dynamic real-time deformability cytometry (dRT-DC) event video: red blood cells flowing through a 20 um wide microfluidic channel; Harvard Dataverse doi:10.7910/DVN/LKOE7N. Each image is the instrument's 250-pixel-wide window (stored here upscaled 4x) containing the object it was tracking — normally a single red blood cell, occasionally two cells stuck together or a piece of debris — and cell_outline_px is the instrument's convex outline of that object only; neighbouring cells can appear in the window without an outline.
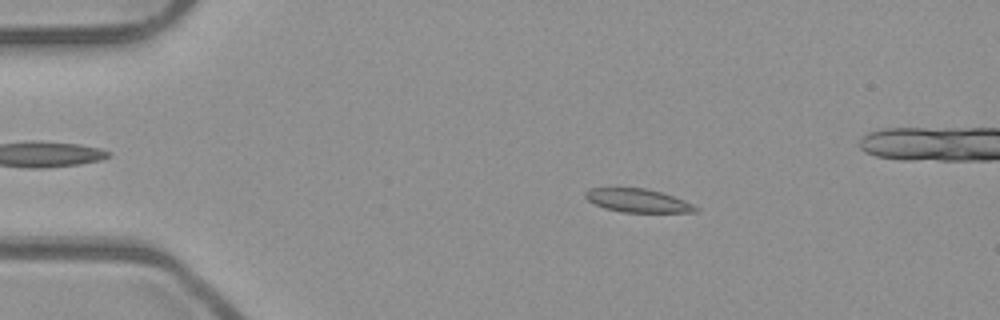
{"species": "common noctule bat (a hibernating species)", "species_latin": "Nyctalus noctula", "temperature_condition": "room temperature", "stored_images_in_passage": 53, "camera_frame_rate_fps": 3000, "um_per_image_px": 0.085, "animal": {"sex": "male", "body_mass_g": 23.1, "forearm_length_mm": 52.7}, "frame": {"image": 1, "passage_image": 10, "time_ms": 3.0, "image_size_px": [1000, 320], "cell_outline_px": [[700, 208], [696, 212], [620, 212], [604, 208], [588, 200], [584, 196], [584, 192], [588, 188], [648, 188], [672, 196], [692, 204]], "centroid_in_image_um": [54.18, 17.05], "position_along_channel_um": 30.8, "area_um2": 14.97}}
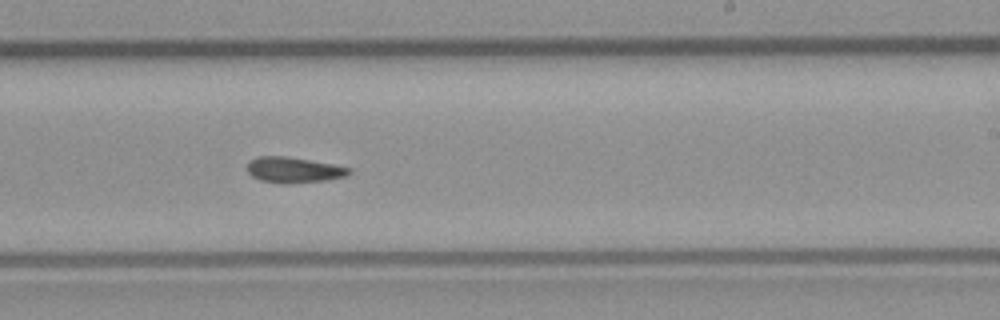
{"frame": {"image": 2, "passage_image": 32, "time_ms": 10.333, "image_size_px": [1000, 320], "cell_outline_px": [[352, 172], [344, 176], [324, 180], [284, 184], [280, 184], [260, 180], [252, 176], [248, 172], [248, 160], [260, 156], [284, 156], [332, 164], [352, 168]], "centroid_in_image_um": [24.93, 14.44], "position_along_channel_um": 264.1, "area_um2": 15.09}}
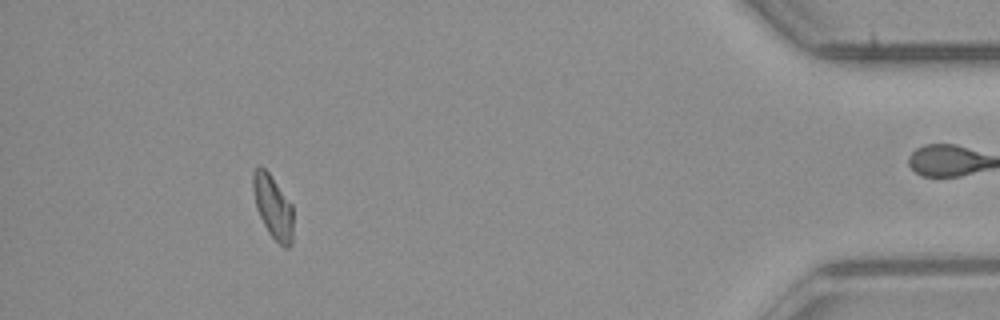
{"frame": {"image": 3, "passage_image": 48, "time_ms": 15.667, "image_size_px": [1000, 320], "cell_outline_px": [[292, 244], [288, 248], [284, 248], [268, 232], [256, 208], [252, 188], [252, 172], [256, 168], [264, 168], [268, 172], [292, 204]], "centroid_in_image_um": [23.19, 17.59], "position_along_channel_um": 412.0, "area_um2": 14.68}}